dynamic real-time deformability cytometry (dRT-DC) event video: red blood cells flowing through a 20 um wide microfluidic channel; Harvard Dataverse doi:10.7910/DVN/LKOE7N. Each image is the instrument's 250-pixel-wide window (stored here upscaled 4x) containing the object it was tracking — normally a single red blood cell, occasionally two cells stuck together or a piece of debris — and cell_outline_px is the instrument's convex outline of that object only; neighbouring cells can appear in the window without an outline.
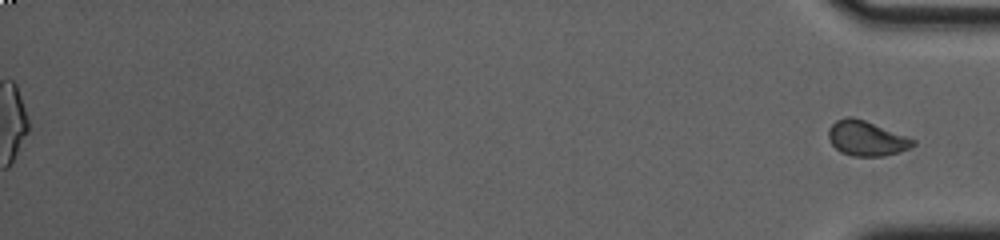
{"species": "common noctule bat (a hibernating species)", "species_latin": "Nyctalus noctula", "temperature_condition": "cold", "stored_images_in_passage": 55, "segment_of_instrument_passage": [2, 2], "camera_frame_rate_fps": 3000, "um_per_image_px": 0.085, "animal": {"sex": "female", "body_mass_g": 23.0, "forearm_length_mm": 53.4}, "frame": {"image": 1, "passage_image": 55, "time_ms": 18.0, "image_size_px": [1000, 240], "cell_outline_px": [[916, 144], [900, 152], [884, 156], [852, 156], [840, 152], [832, 144], [828, 136], [828, 128], [836, 120], [844, 116], [852, 116], [864, 120], [908, 136], [916, 140]], "centroid_in_image_um": [73.65, 11.75], "position_along_channel_um": 361.6, "area_um2": 17.34}}